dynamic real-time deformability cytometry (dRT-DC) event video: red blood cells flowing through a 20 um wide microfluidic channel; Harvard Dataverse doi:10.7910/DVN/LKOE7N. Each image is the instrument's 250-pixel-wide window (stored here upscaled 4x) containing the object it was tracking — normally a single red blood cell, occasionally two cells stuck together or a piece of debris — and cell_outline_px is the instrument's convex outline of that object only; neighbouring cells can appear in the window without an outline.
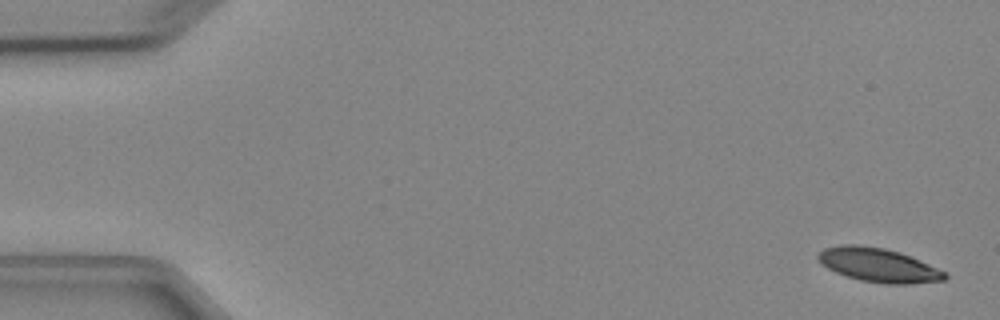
{"species": "Egyptian fruit bat (a non-hibernating species)", "species_latin": "Rousettus aegyptiacus", "temperature_condition": "cold", "stored_images_in_passage": 4, "camera_frame_rate_fps": 3000, "um_per_image_px": 0.085, "animal": {"sex": "female"}, "frame": {"image": 1, "passage_image": 1, "time_ms": 0.0, "image_size_px": [1000, 320], "cell_outline_px": [[948, 276], [944, 280], [912, 284], [884, 284], [860, 280], [836, 272], [828, 268], [816, 256], [824, 248], [840, 244], [860, 244], [884, 248], [900, 252], [948, 272]], "centroid_in_image_um": [74.7, 22.53], "position_along_channel_um": 10.3, "area_um2": 25.09}}
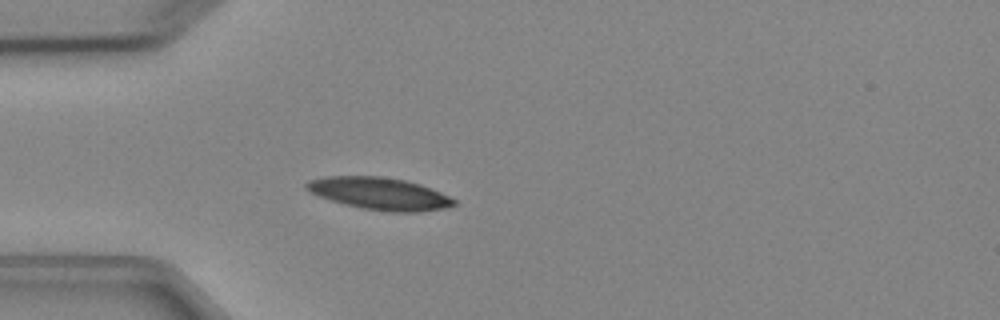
{"frame": {"image": 2, "passage_image": 4, "time_ms": 4.333, "image_size_px": [1000, 320], "cell_outline_px": [[456, 204], [444, 208], [420, 212], [388, 212], [364, 208], [344, 204], [320, 196], [304, 188], [304, 184], [308, 180], [328, 176], [380, 176], [404, 180], [420, 184], [440, 192], [456, 200]], "centroid_in_image_um": [32.26, 16.45], "position_along_channel_um": 52.7, "area_um2": 27.51}}